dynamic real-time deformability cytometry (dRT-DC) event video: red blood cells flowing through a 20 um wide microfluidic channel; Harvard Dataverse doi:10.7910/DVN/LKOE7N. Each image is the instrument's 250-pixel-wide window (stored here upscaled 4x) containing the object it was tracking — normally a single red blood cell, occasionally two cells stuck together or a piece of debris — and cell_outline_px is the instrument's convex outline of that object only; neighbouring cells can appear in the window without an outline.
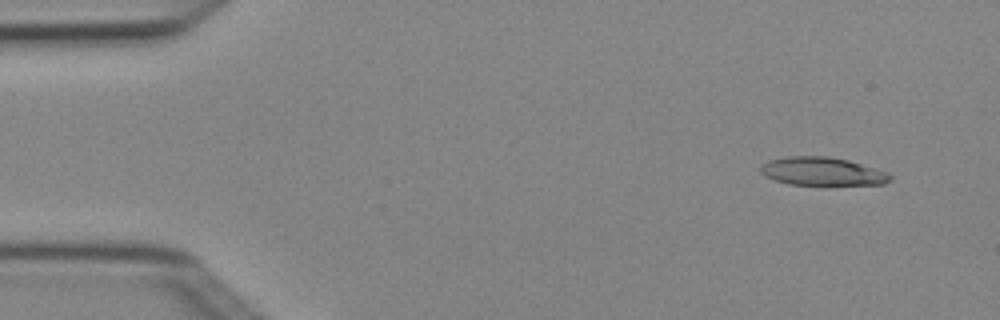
{"species": "Egyptian fruit bat (a non-hibernating species)", "species_latin": "Rousettus aegyptiacus", "temperature_condition": "cold", "stored_images_in_passage": 6, "camera_frame_rate_fps": 3000, "um_per_image_px": 0.085, "animal": {"sex": "female"}, "frame": {"image": 1, "passage_image": 2, "time_ms": 0.333, "image_size_px": [1000, 320], "cell_outline_px": [[892, 180], [884, 184], [788, 184], [764, 176], [760, 172], [760, 168], [768, 160], [788, 156], [828, 156], [848, 160], [888, 172], [892, 176]], "centroid_in_image_um": [69.9, 14.56], "position_along_channel_um": 15.1, "area_um2": 21.15}}
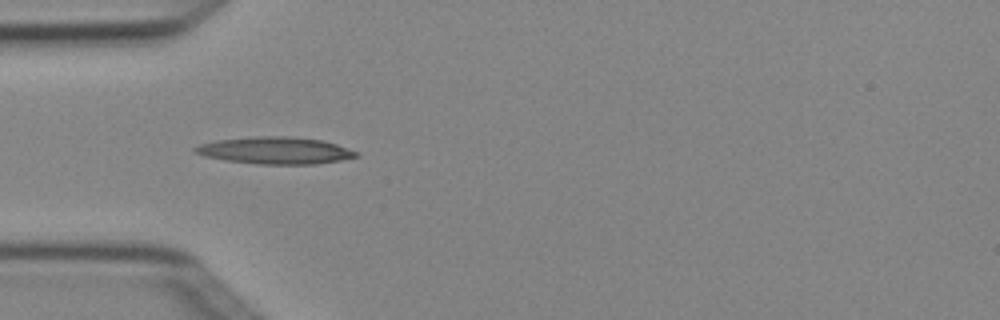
{"frame": {"image": 2, "passage_image": 5, "time_ms": 1.333, "image_size_px": [1000, 320], "cell_outline_px": [[360, 156], [340, 160], [316, 164], [260, 164], [228, 160], [204, 156], [192, 152], [192, 148], [200, 144], [216, 140], [256, 136], [284, 136], [324, 140], [360, 152]], "centroid_in_image_um": [23.41, 12.78], "position_along_channel_um": 61.6, "area_um2": 25.37}}
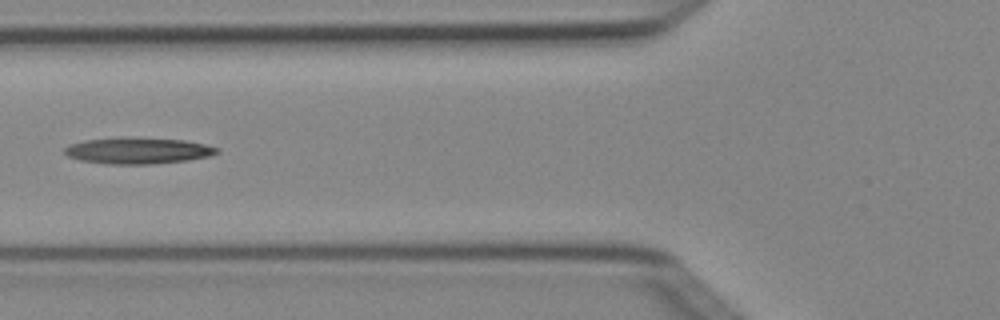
{"frame": {"image": 3, "passage_image": 6, "time_ms": 1.667, "image_size_px": [1000, 320], "cell_outline_px": [[220, 152], [208, 156], [188, 160], [152, 164], [104, 164], [80, 160], [68, 156], [64, 152], [64, 148], [68, 144], [84, 140], [120, 136], [124, 136], [184, 140], [204, 144], [220, 148]], "centroid_in_image_um": [11.68, 12.79], "position_along_channel_um": 114.1, "area_um2": 23.76}}